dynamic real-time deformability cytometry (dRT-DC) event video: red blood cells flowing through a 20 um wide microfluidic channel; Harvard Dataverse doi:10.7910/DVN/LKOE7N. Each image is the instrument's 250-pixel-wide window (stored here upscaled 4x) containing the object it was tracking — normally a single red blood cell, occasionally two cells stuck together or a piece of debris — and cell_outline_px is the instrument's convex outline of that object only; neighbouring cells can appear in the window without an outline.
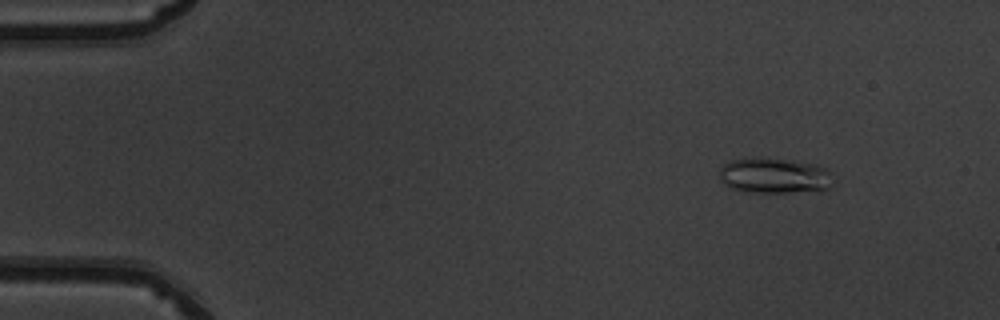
{"species": "common noctule bat (a hibernating species)", "species_latin": "Nyctalus noctula", "temperature_condition": "warm", "stored_images_in_passage": 51, "camera_frame_rate_fps": 3000, "um_per_image_px": 0.085, "animal": {"sex": "male", "body_mass_g": 19.5, "forearm_length_mm": 54.6}, "frame": {"image": 1, "passage_image": 6, "time_ms": 1.667, "image_size_px": [1000, 320], "cell_outline_px": [[832, 188], [824, 192], [744, 192], [732, 188], [724, 184], [720, 180], [720, 168], [724, 164], [732, 160], [756, 156], [760, 156], [792, 160], [812, 164], [828, 168]], "centroid_in_image_um": [65.84, 14.93], "position_along_channel_um": 19.2, "area_um2": 24.1}}
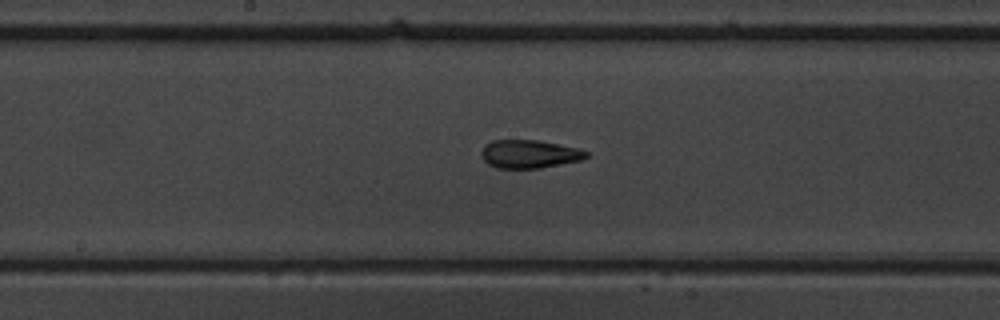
{"frame": {"image": 2, "passage_image": 27, "time_ms": 8.667, "image_size_px": [1000, 320], "cell_outline_px": [[588, 156], [580, 160], [540, 168], [496, 168], [488, 164], [480, 156], [480, 152], [484, 144], [492, 140], [536, 140], [576, 148], [588, 152]], "centroid_in_image_um": [44.92, 13.09], "position_along_channel_um": 203.3, "area_um2": 17.17}}
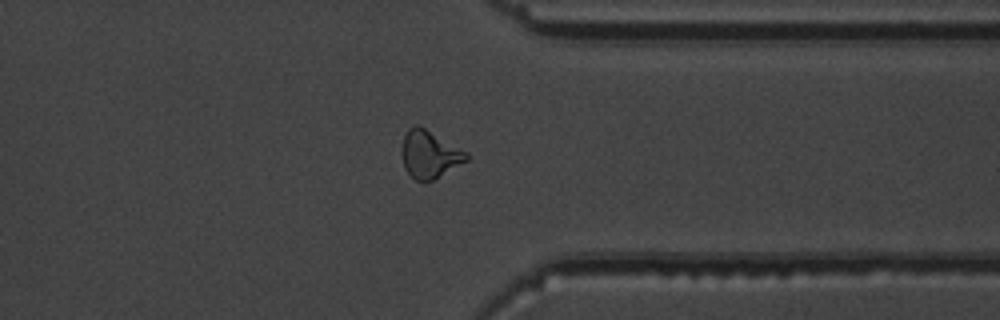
{"frame": {"image": 3, "passage_image": 40, "time_ms": 13.0, "image_size_px": [1000, 320], "cell_outline_px": [[472, 156], [468, 160], [432, 180], [416, 180], [404, 168], [400, 152], [404, 136], [408, 128], [416, 124], [420, 124], [468, 152]], "centroid_in_image_um": [36.51, 13.07], "position_along_channel_um": 374.9, "area_um2": 18.15}, "authors_computed_cell_mechanics": {"area_um2": 18.0914, "velocity_mm_per_s": 4.0338, "shape_relaxation_time_tau1_ms": 7.0225, "shape_relaxation_time_tau2_ms": 1.6669, "deformation_change_tau1": 0.2159, "deformation_change_tau2": 0.1099}}